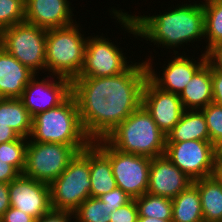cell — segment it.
Returning a JSON list of instances; mask_svg holds the SVG:
<instances>
[{
  "label": "cell",
  "mask_w": 222,
  "mask_h": 222,
  "mask_svg": "<svg viewBox=\"0 0 222 222\" xmlns=\"http://www.w3.org/2000/svg\"><path fill=\"white\" fill-rule=\"evenodd\" d=\"M214 175L222 183V161H216V167H215Z\"/></svg>",
  "instance_id": "obj_41"
},
{
  "label": "cell",
  "mask_w": 222,
  "mask_h": 222,
  "mask_svg": "<svg viewBox=\"0 0 222 222\" xmlns=\"http://www.w3.org/2000/svg\"><path fill=\"white\" fill-rule=\"evenodd\" d=\"M192 183L200 194L204 222H222V183L215 175Z\"/></svg>",
  "instance_id": "obj_22"
},
{
  "label": "cell",
  "mask_w": 222,
  "mask_h": 222,
  "mask_svg": "<svg viewBox=\"0 0 222 222\" xmlns=\"http://www.w3.org/2000/svg\"><path fill=\"white\" fill-rule=\"evenodd\" d=\"M75 23L47 30L46 71L73 81L84 63L87 37Z\"/></svg>",
  "instance_id": "obj_5"
},
{
  "label": "cell",
  "mask_w": 222,
  "mask_h": 222,
  "mask_svg": "<svg viewBox=\"0 0 222 222\" xmlns=\"http://www.w3.org/2000/svg\"><path fill=\"white\" fill-rule=\"evenodd\" d=\"M93 143L110 159L117 187L133 199L147 193L151 158L121 152L113 148L105 139L96 140Z\"/></svg>",
  "instance_id": "obj_9"
},
{
  "label": "cell",
  "mask_w": 222,
  "mask_h": 222,
  "mask_svg": "<svg viewBox=\"0 0 222 222\" xmlns=\"http://www.w3.org/2000/svg\"><path fill=\"white\" fill-rule=\"evenodd\" d=\"M213 100L212 102L222 106V72L211 65Z\"/></svg>",
  "instance_id": "obj_35"
},
{
  "label": "cell",
  "mask_w": 222,
  "mask_h": 222,
  "mask_svg": "<svg viewBox=\"0 0 222 222\" xmlns=\"http://www.w3.org/2000/svg\"><path fill=\"white\" fill-rule=\"evenodd\" d=\"M222 161V143L217 147V160Z\"/></svg>",
  "instance_id": "obj_42"
},
{
  "label": "cell",
  "mask_w": 222,
  "mask_h": 222,
  "mask_svg": "<svg viewBox=\"0 0 222 222\" xmlns=\"http://www.w3.org/2000/svg\"><path fill=\"white\" fill-rule=\"evenodd\" d=\"M102 36L87 37L84 63L79 77H107L124 72L131 64L121 48Z\"/></svg>",
  "instance_id": "obj_11"
},
{
  "label": "cell",
  "mask_w": 222,
  "mask_h": 222,
  "mask_svg": "<svg viewBox=\"0 0 222 222\" xmlns=\"http://www.w3.org/2000/svg\"><path fill=\"white\" fill-rule=\"evenodd\" d=\"M87 146L28 140L24 176L50 185L67 168L78 152Z\"/></svg>",
  "instance_id": "obj_8"
},
{
  "label": "cell",
  "mask_w": 222,
  "mask_h": 222,
  "mask_svg": "<svg viewBox=\"0 0 222 222\" xmlns=\"http://www.w3.org/2000/svg\"><path fill=\"white\" fill-rule=\"evenodd\" d=\"M128 33L159 44L164 48L181 47L183 43L205 38L204 9L201 3L182 4L158 15L135 16L122 10L110 11ZM201 37V38H200ZM203 37V38H202Z\"/></svg>",
  "instance_id": "obj_2"
},
{
  "label": "cell",
  "mask_w": 222,
  "mask_h": 222,
  "mask_svg": "<svg viewBox=\"0 0 222 222\" xmlns=\"http://www.w3.org/2000/svg\"><path fill=\"white\" fill-rule=\"evenodd\" d=\"M110 222H136L138 209L135 199L110 213Z\"/></svg>",
  "instance_id": "obj_31"
},
{
  "label": "cell",
  "mask_w": 222,
  "mask_h": 222,
  "mask_svg": "<svg viewBox=\"0 0 222 222\" xmlns=\"http://www.w3.org/2000/svg\"><path fill=\"white\" fill-rule=\"evenodd\" d=\"M185 110H200L212 103L211 64L207 61L179 95Z\"/></svg>",
  "instance_id": "obj_19"
},
{
  "label": "cell",
  "mask_w": 222,
  "mask_h": 222,
  "mask_svg": "<svg viewBox=\"0 0 222 222\" xmlns=\"http://www.w3.org/2000/svg\"><path fill=\"white\" fill-rule=\"evenodd\" d=\"M138 216L172 220V199L144 193L135 198Z\"/></svg>",
  "instance_id": "obj_26"
},
{
  "label": "cell",
  "mask_w": 222,
  "mask_h": 222,
  "mask_svg": "<svg viewBox=\"0 0 222 222\" xmlns=\"http://www.w3.org/2000/svg\"><path fill=\"white\" fill-rule=\"evenodd\" d=\"M99 198L106 203L110 209H112V212L121 206L126 205L133 199L120 187H115L112 191L103 194Z\"/></svg>",
  "instance_id": "obj_32"
},
{
  "label": "cell",
  "mask_w": 222,
  "mask_h": 222,
  "mask_svg": "<svg viewBox=\"0 0 222 222\" xmlns=\"http://www.w3.org/2000/svg\"><path fill=\"white\" fill-rule=\"evenodd\" d=\"M68 0H25V21L49 30L73 24Z\"/></svg>",
  "instance_id": "obj_17"
},
{
  "label": "cell",
  "mask_w": 222,
  "mask_h": 222,
  "mask_svg": "<svg viewBox=\"0 0 222 222\" xmlns=\"http://www.w3.org/2000/svg\"><path fill=\"white\" fill-rule=\"evenodd\" d=\"M200 110L206 120L210 142L217 148L222 143V106L212 102Z\"/></svg>",
  "instance_id": "obj_30"
},
{
  "label": "cell",
  "mask_w": 222,
  "mask_h": 222,
  "mask_svg": "<svg viewBox=\"0 0 222 222\" xmlns=\"http://www.w3.org/2000/svg\"><path fill=\"white\" fill-rule=\"evenodd\" d=\"M31 141L88 146L92 141L80 122L77 103L71 94L62 104L33 116Z\"/></svg>",
  "instance_id": "obj_4"
},
{
  "label": "cell",
  "mask_w": 222,
  "mask_h": 222,
  "mask_svg": "<svg viewBox=\"0 0 222 222\" xmlns=\"http://www.w3.org/2000/svg\"><path fill=\"white\" fill-rule=\"evenodd\" d=\"M206 54L207 61L222 72V41L213 46Z\"/></svg>",
  "instance_id": "obj_37"
},
{
  "label": "cell",
  "mask_w": 222,
  "mask_h": 222,
  "mask_svg": "<svg viewBox=\"0 0 222 222\" xmlns=\"http://www.w3.org/2000/svg\"><path fill=\"white\" fill-rule=\"evenodd\" d=\"M165 155L192 181L215 173L217 148L210 141L166 142Z\"/></svg>",
  "instance_id": "obj_10"
},
{
  "label": "cell",
  "mask_w": 222,
  "mask_h": 222,
  "mask_svg": "<svg viewBox=\"0 0 222 222\" xmlns=\"http://www.w3.org/2000/svg\"><path fill=\"white\" fill-rule=\"evenodd\" d=\"M104 139L121 152L149 158L164 155L167 141L142 104Z\"/></svg>",
  "instance_id": "obj_3"
},
{
  "label": "cell",
  "mask_w": 222,
  "mask_h": 222,
  "mask_svg": "<svg viewBox=\"0 0 222 222\" xmlns=\"http://www.w3.org/2000/svg\"><path fill=\"white\" fill-rule=\"evenodd\" d=\"M142 105L165 135L179 122L185 111L179 95L160 89L149 78L143 86Z\"/></svg>",
  "instance_id": "obj_13"
},
{
  "label": "cell",
  "mask_w": 222,
  "mask_h": 222,
  "mask_svg": "<svg viewBox=\"0 0 222 222\" xmlns=\"http://www.w3.org/2000/svg\"><path fill=\"white\" fill-rule=\"evenodd\" d=\"M28 139L19 137L17 140L0 144V159L8 161L21 174L26 165V148Z\"/></svg>",
  "instance_id": "obj_28"
},
{
  "label": "cell",
  "mask_w": 222,
  "mask_h": 222,
  "mask_svg": "<svg viewBox=\"0 0 222 222\" xmlns=\"http://www.w3.org/2000/svg\"><path fill=\"white\" fill-rule=\"evenodd\" d=\"M47 30L26 21L0 31L1 47L36 75L46 70Z\"/></svg>",
  "instance_id": "obj_7"
},
{
  "label": "cell",
  "mask_w": 222,
  "mask_h": 222,
  "mask_svg": "<svg viewBox=\"0 0 222 222\" xmlns=\"http://www.w3.org/2000/svg\"><path fill=\"white\" fill-rule=\"evenodd\" d=\"M172 222H204L200 194L193 183L172 199Z\"/></svg>",
  "instance_id": "obj_24"
},
{
  "label": "cell",
  "mask_w": 222,
  "mask_h": 222,
  "mask_svg": "<svg viewBox=\"0 0 222 222\" xmlns=\"http://www.w3.org/2000/svg\"><path fill=\"white\" fill-rule=\"evenodd\" d=\"M90 195L99 198L117 187L110 159L93 143H90Z\"/></svg>",
  "instance_id": "obj_20"
},
{
  "label": "cell",
  "mask_w": 222,
  "mask_h": 222,
  "mask_svg": "<svg viewBox=\"0 0 222 222\" xmlns=\"http://www.w3.org/2000/svg\"><path fill=\"white\" fill-rule=\"evenodd\" d=\"M20 136L8 125L0 124V144L17 140Z\"/></svg>",
  "instance_id": "obj_39"
},
{
  "label": "cell",
  "mask_w": 222,
  "mask_h": 222,
  "mask_svg": "<svg viewBox=\"0 0 222 222\" xmlns=\"http://www.w3.org/2000/svg\"><path fill=\"white\" fill-rule=\"evenodd\" d=\"M105 77H77L72 81L80 122L92 141L104 139L142 104L148 71L145 61Z\"/></svg>",
  "instance_id": "obj_1"
},
{
  "label": "cell",
  "mask_w": 222,
  "mask_h": 222,
  "mask_svg": "<svg viewBox=\"0 0 222 222\" xmlns=\"http://www.w3.org/2000/svg\"><path fill=\"white\" fill-rule=\"evenodd\" d=\"M204 9L205 37L208 39L205 53L222 41V0L201 2Z\"/></svg>",
  "instance_id": "obj_25"
},
{
  "label": "cell",
  "mask_w": 222,
  "mask_h": 222,
  "mask_svg": "<svg viewBox=\"0 0 222 222\" xmlns=\"http://www.w3.org/2000/svg\"><path fill=\"white\" fill-rule=\"evenodd\" d=\"M192 182L165 154L151 158L147 193L173 199Z\"/></svg>",
  "instance_id": "obj_16"
},
{
  "label": "cell",
  "mask_w": 222,
  "mask_h": 222,
  "mask_svg": "<svg viewBox=\"0 0 222 222\" xmlns=\"http://www.w3.org/2000/svg\"><path fill=\"white\" fill-rule=\"evenodd\" d=\"M136 222H172V220H162V219H158V218L138 216Z\"/></svg>",
  "instance_id": "obj_40"
},
{
  "label": "cell",
  "mask_w": 222,
  "mask_h": 222,
  "mask_svg": "<svg viewBox=\"0 0 222 222\" xmlns=\"http://www.w3.org/2000/svg\"><path fill=\"white\" fill-rule=\"evenodd\" d=\"M21 173L8 161L0 159V183H10L12 180L18 178Z\"/></svg>",
  "instance_id": "obj_36"
},
{
  "label": "cell",
  "mask_w": 222,
  "mask_h": 222,
  "mask_svg": "<svg viewBox=\"0 0 222 222\" xmlns=\"http://www.w3.org/2000/svg\"><path fill=\"white\" fill-rule=\"evenodd\" d=\"M34 76L33 71L0 47V98H20Z\"/></svg>",
  "instance_id": "obj_18"
},
{
  "label": "cell",
  "mask_w": 222,
  "mask_h": 222,
  "mask_svg": "<svg viewBox=\"0 0 222 222\" xmlns=\"http://www.w3.org/2000/svg\"><path fill=\"white\" fill-rule=\"evenodd\" d=\"M110 209L100 198H87L74 212L75 222H110Z\"/></svg>",
  "instance_id": "obj_27"
},
{
  "label": "cell",
  "mask_w": 222,
  "mask_h": 222,
  "mask_svg": "<svg viewBox=\"0 0 222 222\" xmlns=\"http://www.w3.org/2000/svg\"><path fill=\"white\" fill-rule=\"evenodd\" d=\"M56 77V79H54ZM53 80H39L35 76L29 81L19 98L30 115L57 107L72 94V81L52 75ZM58 80V81H57Z\"/></svg>",
  "instance_id": "obj_12"
},
{
  "label": "cell",
  "mask_w": 222,
  "mask_h": 222,
  "mask_svg": "<svg viewBox=\"0 0 222 222\" xmlns=\"http://www.w3.org/2000/svg\"><path fill=\"white\" fill-rule=\"evenodd\" d=\"M25 21V0H0V31Z\"/></svg>",
  "instance_id": "obj_29"
},
{
  "label": "cell",
  "mask_w": 222,
  "mask_h": 222,
  "mask_svg": "<svg viewBox=\"0 0 222 222\" xmlns=\"http://www.w3.org/2000/svg\"><path fill=\"white\" fill-rule=\"evenodd\" d=\"M49 186L52 210L74 213L91 197L90 144L76 154Z\"/></svg>",
  "instance_id": "obj_6"
},
{
  "label": "cell",
  "mask_w": 222,
  "mask_h": 222,
  "mask_svg": "<svg viewBox=\"0 0 222 222\" xmlns=\"http://www.w3.org/2000/svg\"><path fill=\"white\" fill-rule=\"evenodd\" d=\"M166 142L188 140L210 141L205 117L201 110H185L179 122L166 135Z\"/></svg>",
  "instance_id": "obj_21"
},
{
  "label": "cell",
  "mask_w": 222,
  "mask_h": 222,
  "mask_svg": "<svg viewBox=\"0 0 222 222\" xmlns=\"http://www.w3.org/2000/svg\"><path fill=\"white\" fill-rule=\"evenodd\" d=\"M10 206L9 184L0 183V218Z\"/></svg>",
  "instance_id": "obj_38"
},
{
  "label": "cell",
  "mask_w": 222,
  "mask_h": 222,
  "mask_svg": "<svg viewBox=\"0 0 222 222\" xmlns=\"http://www.w3.org/2000/svg\"><path fill=\"white\" fill-rule=\"evenodd\" d=\"M73 218L75 219L73 212L51 210L44 216L35 219V222H75L71 221Z\"/></svg>",
  "instance_id": "obj_34"
},
{
  "label": "cell",
  "mask_w": 222,
  "mask_h": 222,
  "mask_svg": "<svg viewBox=\"0 0 222 222\" xmlns=\"http://www.w3.org/2000/svg\"><path fill=\"white\" fill-rule=\"evenodd\" d=\"M9 197L12 207L35 219L52 210L50 186L23 174L9 183Z\"/></svg>",
  "instance_id": "obj_14"
},
{
  "label": "cell",
  "mask_w": 222,
  "mask_h": 222,
  "mask_svg": "<svg viewBox=\"0 0 222 222\" xmlns=\"http://www.w3.org/2000/svg\"><path fill=\"white\" fill-rule=\"evenodd\" d=\"M0 222H35V218L10 206L0 218Z\"/></svg>",
  "instance_id": "obj_33"
},
{
  "label": "cell",
  "mask_w": 222,
  "mask_h": 222,
  "mask_svg": "<svg viewBox=\"0 0 222 222\" xmlns=\"http://www.w3.org/2000/svg\"><path fill=\"white\" fill-rule=\"evenodd\" d=\"M32 119L29 111L19 98L0 100V124L8 125L20 137L29 139L32 131Z\"/></svg>",
  "instance_id": "obj_23"
},
{
  "label": "cell",
  "mask_w": 222,
  "mask_h": 222,
  "mask_svg": "<svg viewBox=\"0 0 222 222\" xmlns=\"http://www.w3.org/2000/svg\"><path fill=\"white\" fill-rule=\"evenodd\" d=\"M201 56L200 61L197 62L193 57L190 59V57H184L183 54L180 56L175 54V58L168 61L167 67L161 70L163 71L161 77L153 69L152 60L149 58L150 62L145 61L148 78L160 89L180 95L193 75L207 62V54L202 53Z\"/></svg>",
  "instance_id": "obj_15"
}]
</instances>
